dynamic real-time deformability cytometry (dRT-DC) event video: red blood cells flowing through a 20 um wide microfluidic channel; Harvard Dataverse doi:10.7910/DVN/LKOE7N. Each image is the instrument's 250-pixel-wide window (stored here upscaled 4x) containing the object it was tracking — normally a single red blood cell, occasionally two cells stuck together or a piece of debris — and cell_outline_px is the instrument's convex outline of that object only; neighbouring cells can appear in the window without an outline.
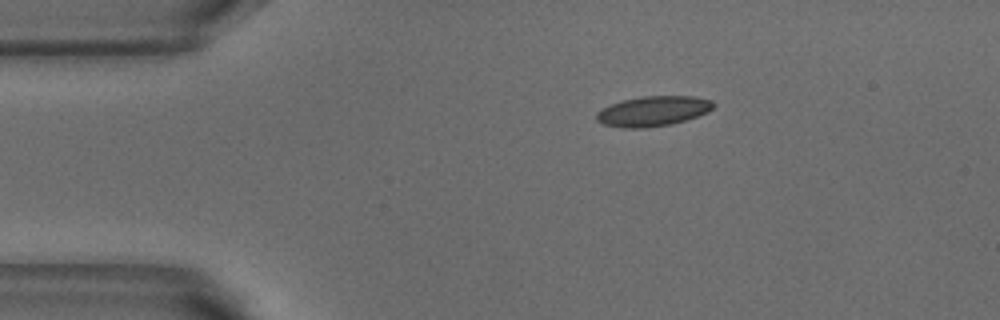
{"species": "common noctule bat (a hibernating species)", "species_latin": "Nyctalus noctula", "temperature_condition": "warm", "stored_images_in_passage": 3, "camera_frame_rate_fps": 3000, "um_per_image_px": 0.085, "animal": {"sex": "male", "body_mass_g": 18.8}, "frame": {"image": 1, "passage_image": 1, "time_ms": 0.0, "image_size_px": [1000, 320], "cell_outline_px": [[716, 104], [708, 112], [672, 124], [644, 128], [624, 128], [604, 124], [596, 120], [596, 112], [612, 104], [624, 100], [640, 96], [696, 96], [712, 100]], "centroid_in_image_um": [55.53, 9.44], "position_along_channel_um": 29.5, "area_um2": 20.4}}
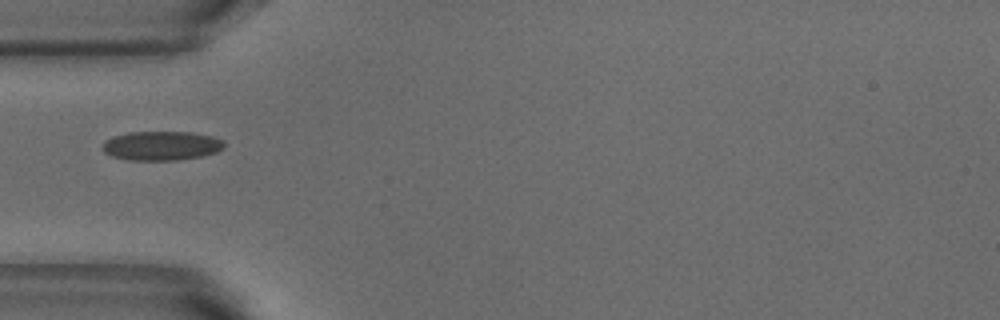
{"frame": {"image": 2, "passage_image": 3, "time_ms": 0.667, "image_size_px": [1000, 320], "cell_outline_px": [[224, 148], [216, 152], [200, 156], [180, 160], [128, 160], [112, 156], [104, 152], [100, 148], [104, 140], [112, 136], [128, 132], [192, 132], [212, 136], [224, 140]], "centroid_in_image_um": [13.69, 12.38], "position_along_channel_um": 71.3, "area_um2": 20.92}}